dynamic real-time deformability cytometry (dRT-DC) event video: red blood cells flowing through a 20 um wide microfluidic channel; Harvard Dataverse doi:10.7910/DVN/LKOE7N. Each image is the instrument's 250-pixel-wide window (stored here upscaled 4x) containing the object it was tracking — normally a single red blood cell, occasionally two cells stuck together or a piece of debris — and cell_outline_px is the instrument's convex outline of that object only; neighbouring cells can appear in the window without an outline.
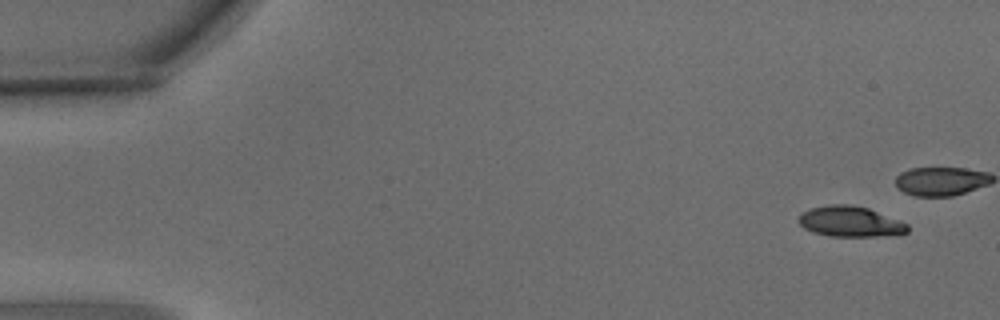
{"species": "common noctule bat (a hibernating species)", "species_latin": "Nyctalus noctula", "temperature_condition": "warm", "stored_images_in_passage": 7, "camera_frame_rate_fps": 3000, "um_per_image_px": 0.085, "animal": {"sex": "male", "body_mass_g": 15.6}, "frame": {"image": 1, "passage_image": 1, "time_ms": 0.0, "image_size_px": [1000, 320], "cell_outline_px": [[908, 232], [876, 236], [832, 236], [812, 232], [804, 228], [796, 220], [804, 212], [812, 208], [832, 204], [852, 204], [868, 208], [900, 220], [908, 224]], "centroid_in_image_um": [72.26, 18.82], "position_along_channel_um": 12.7, "area_um2": 19.19}}
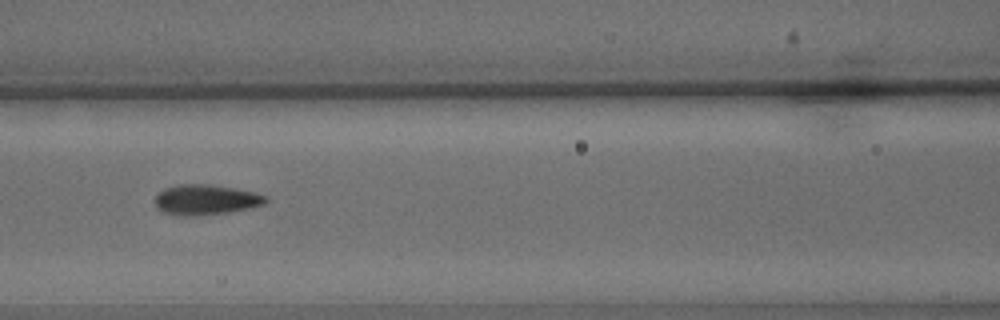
{"frame": {"image": 2, "passage_image": 7, "time_ms": 2.0, "image_size_px": [1000, 320], "cell_outline_px": [[268, 200], [264, 204], [252, 208], [232, 212], [196, 216], [180, 216], [164, 212], [156, 208], [156, 196], [164, 188], [180, 184], [208, 184], [256, 192], [268, 196]], "centroid_in_image_um": [17.53, 16.99], "position_along_channel_um": 149.1, "area_um2": 19.71}}